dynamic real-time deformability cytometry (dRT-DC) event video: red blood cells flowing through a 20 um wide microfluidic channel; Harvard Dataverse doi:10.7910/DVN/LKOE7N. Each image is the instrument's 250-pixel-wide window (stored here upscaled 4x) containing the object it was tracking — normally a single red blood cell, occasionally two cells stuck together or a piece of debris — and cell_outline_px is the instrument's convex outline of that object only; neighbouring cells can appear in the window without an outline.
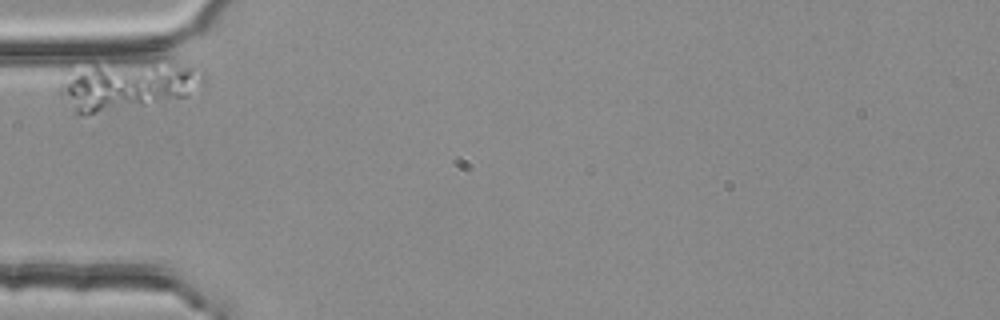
{"species": "common noctule bat (a hibernating species)", "species_latin": "Nyctalus noctula", "temperature_condition": "room temperature", "stored_images_in_passage": 34, "camera_frame_rate_fps": 3000, "um_per_image_px": 0.085, "animal": {"sex": "female", "body_mass_g": 25.1}, "frame": {"image": 1, "passage_image": 1, "time_ms": 0.0, "image_size_px": [1000, 320], "cell_outline_px": [[204, 84], [188, 96], [84, 116], [76, 112], [56, 88], [60, 80], [96, 68], [168, 60], [192, 68], [204, 76]], "centroid_in_image_um": [10.93, 7.32], "position_along_channel_um": 74.1, "area_um2": 38.78}}
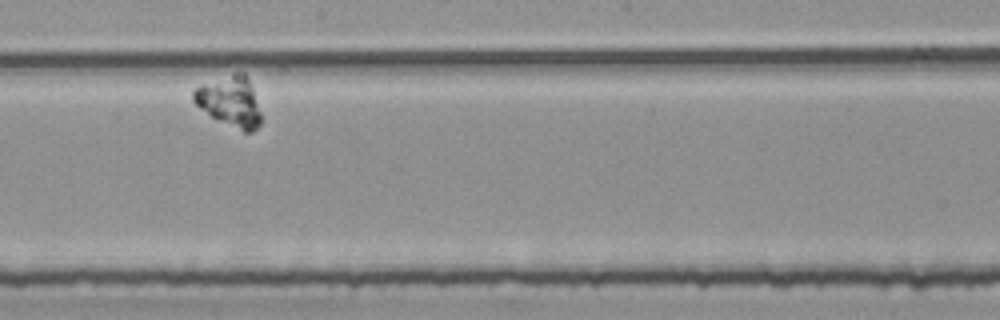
{"frame": {"image": 2, "passage_image": 18, "time_ms": 5.667, "image_size_px": [1000, 320], "cell_outline_px": [[260, 124], [252, 132], [244, 132], [212, 116], [200, 108], [192, 100], [192, 92], [200, 84], [232, 72], [244, 72], [252, 88], [260, 112]], "centroid_in_image_um": [19.52, 8.58], "position_along_channel_um": 228.7, "area_um2": 19.65}}
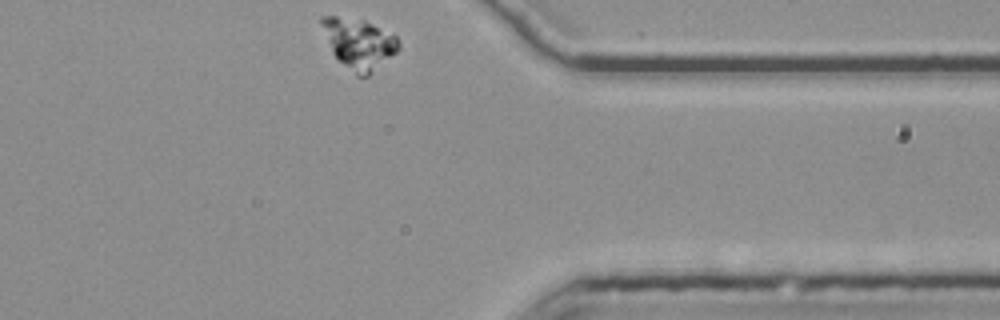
{"frame": {"image": 3, "passage_image": 34, "time_ms": 11.0, "image_size_px": [1000, 320], "cell_outline_px": [[400, 48], [396, 52], [368, 76], [356, 76], [332, 52], [320, 24], [320, 20], [324, 16], [336, 16], [364, 20], [396, 36], [400, 44]], "centroid_in_image_um": [30.51, 3.7], "position_along_channel_um": 380.9, "area_um2": 22.2}}